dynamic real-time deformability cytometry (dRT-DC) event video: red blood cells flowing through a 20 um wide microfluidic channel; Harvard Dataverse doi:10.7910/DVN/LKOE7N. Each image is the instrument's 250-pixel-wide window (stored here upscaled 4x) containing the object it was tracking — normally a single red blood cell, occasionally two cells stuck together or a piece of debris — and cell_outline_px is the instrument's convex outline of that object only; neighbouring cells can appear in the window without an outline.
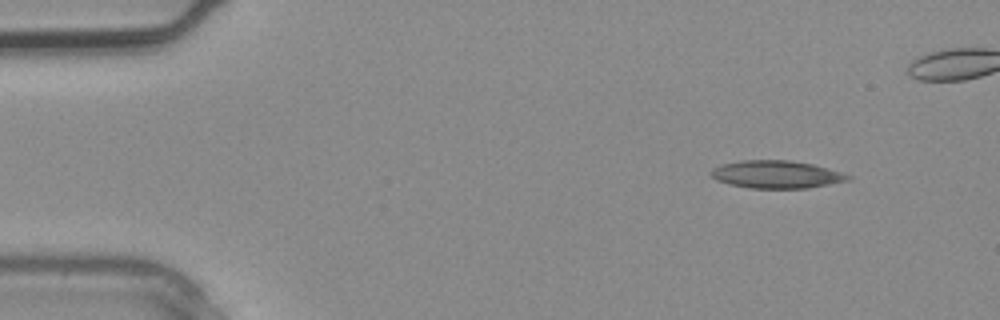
{"species": "common noctule bat (a hibernating species)", "species_latin": "Nyctalus noctula", "temperature_condition": "warm", "stored_images_in_passage": 3, "camera_frame_rate_fps": 3000, "um_per_image_px": 0.085, "animal": {"sex": "male", "body_mass_g": 20.4}, "frame": {"image": 1, "passage_image": 1, "time_ms": 0.0, "image_size_px": [1000, 320], "cell_outline_px": [[852, 180], [808, 188], [748, 188], [728, 184], [716, 180], [712, 176], [712, 168], [720, 164], [744, 160], [788, 160], [812, 164], [840, 172], [852, 176]], "centroid_in_image_um": [65.99, 14.83], "position_along_channel_um": 19.0, "area_um2": 22.08}}